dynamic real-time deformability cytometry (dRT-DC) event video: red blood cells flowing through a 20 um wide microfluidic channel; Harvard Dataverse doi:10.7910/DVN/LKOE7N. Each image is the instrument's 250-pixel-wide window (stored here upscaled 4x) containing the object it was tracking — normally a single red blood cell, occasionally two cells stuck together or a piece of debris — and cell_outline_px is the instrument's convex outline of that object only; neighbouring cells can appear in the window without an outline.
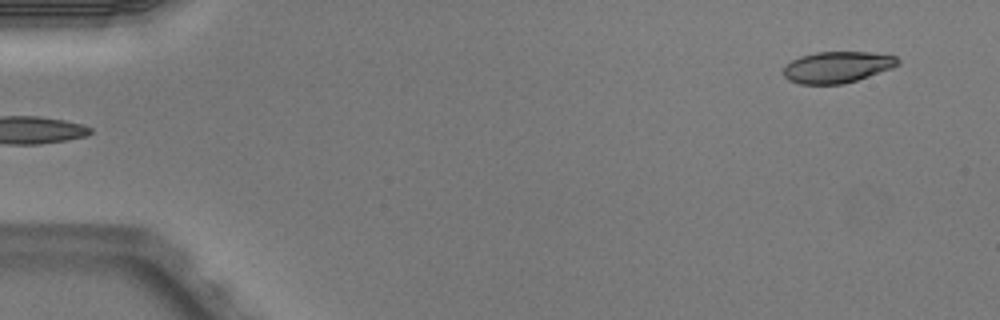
{"species": "Egyptian fruit bat (a non-hibernating species)", "species_latin": "Rousettus aegyptiacus", "temperature_condition": "warm", "stored_images_in_passage": 5, "segment_of_instrument_passage": [2, 2], "camera_frame_rate_fps": 3000, "um_per_image_px": 0.085, "animal": {"sex": "male"}, "frame": {"image": 1, "passage_image": 5, "time_ms": 1.333, "image_size_px": [1000, 320], "cell_outline_px": [[900, 64], [892, 68], [844, 84], [800, 84], [788, 80], [780, 72], [792, 60], [800, 56], [816, 52], [872, 52], [896, 56], [900, 60]], "centroid_in_image_um": [71.15, 5.7], "position_along_channel_um": 13.8, "area_um2": 20.98}}